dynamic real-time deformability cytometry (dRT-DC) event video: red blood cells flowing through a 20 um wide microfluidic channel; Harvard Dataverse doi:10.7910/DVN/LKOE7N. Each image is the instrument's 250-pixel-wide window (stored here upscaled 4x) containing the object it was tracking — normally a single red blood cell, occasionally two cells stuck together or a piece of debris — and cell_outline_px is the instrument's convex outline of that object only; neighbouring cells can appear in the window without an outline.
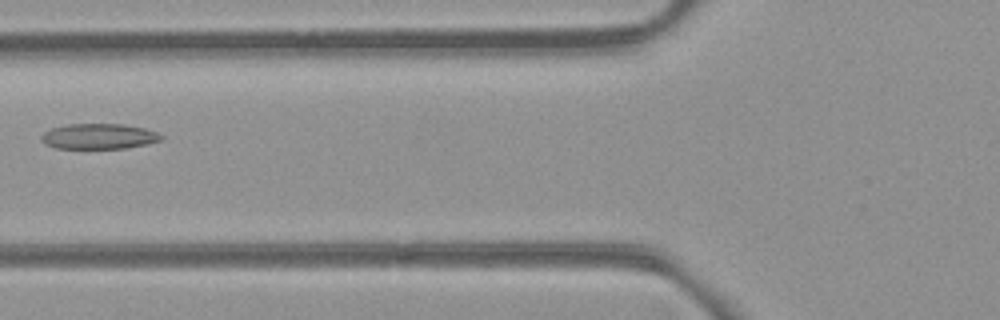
{"species": "common noctule bat (a hibernating species)", "species_latin": "Nyctalus noctula", "temperature_condition": "room temperature", "stored_images_in_passage": 3, "camera_frame_rate_fps": 3000, "um_per_image_px": 0.085, "animal": {"sex": "female", "body_mass_g": 21.9}, "frame": {"image": 1, "passage_image": 3, "time_ms": 2.333, "image_size_px": [1000, 320], "cell_outline_px": [[164, 136], [160, 140], [148, 144], [124, 148], [56, 148], [44, 144], [40, 140], [40, 136], [44, 132], [52, 128], [68, 124], [124, 124], [144, 128], [156, 132]], "centroid_in_image_um": [8.38, 11.59], "position_along_channel_um": 117.4, "area_um2": 17.74}}